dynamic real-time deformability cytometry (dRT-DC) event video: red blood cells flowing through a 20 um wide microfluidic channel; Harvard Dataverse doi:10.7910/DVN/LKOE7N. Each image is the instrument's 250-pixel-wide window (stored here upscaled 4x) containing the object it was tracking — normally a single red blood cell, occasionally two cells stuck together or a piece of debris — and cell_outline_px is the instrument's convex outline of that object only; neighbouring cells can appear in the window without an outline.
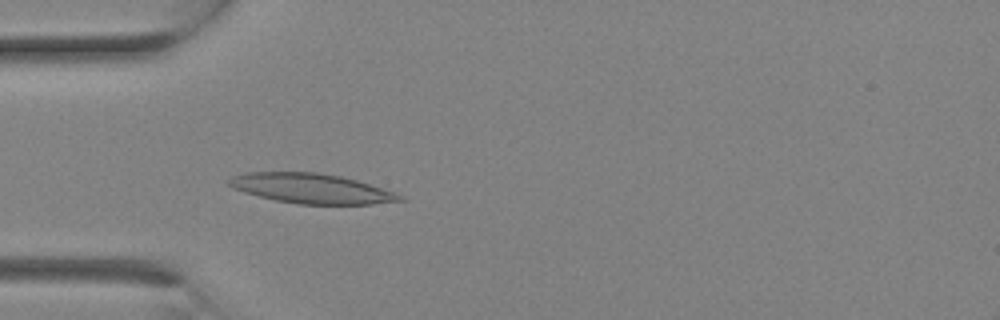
{"species": "Egyptian fruit bat (a non-hibernating species)", "species_latin": "Rousettus aegyptiacus", "temperature_condition": "room temperature", "stored_images_in_passage": 7, "camera_frame_rate_fps": 3000, "um_per_image_px": 0.085, "animal": {"sex": "female"}, "frame": {"image": 1, "passage_image": 7, "time_ms": 2.0, "image_size_px": [1000, 320], "cell_outline_px": [[408, 200], [368, 204], [300, 204], [276, 200], [244, 192], [232, 188], [224, 180], [232, 176], [244, 172], [316, 172], [340, 176], [356, 180], [396, 192], [404, 196]], "centroid_in_image_um": [26.46, 16.01], "position_along_channel_um": 58.5, "area_um2": 29.77}}